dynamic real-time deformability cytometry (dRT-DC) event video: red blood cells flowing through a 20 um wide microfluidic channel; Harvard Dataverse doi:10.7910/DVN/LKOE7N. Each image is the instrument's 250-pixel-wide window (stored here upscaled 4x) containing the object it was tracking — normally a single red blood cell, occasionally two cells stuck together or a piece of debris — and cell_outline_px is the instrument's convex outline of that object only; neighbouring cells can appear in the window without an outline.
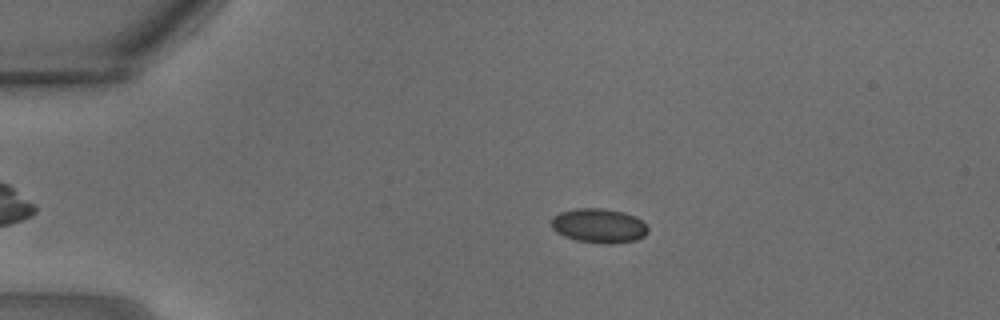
{"species": "common noctule bat (a hibernating species)", "species_latin": "Nyctalus noctula", "temperature_condition": "warm", "stored_images_in_passage": 27, "camera_frame_rate_fps": 3000, "um_per_image_px": 0.085, "animal": {"sex": "male", "body_mass_g": 18.8}, "frame": {"image": 1, "passage_image": 3, "time_ms": 0.667, "image_size_px": [1000, 320], "cell_outline_px": [[648, 232], [644, 236], [636, 240], [612, 244], [608, 244], [576, 240], [564, 236], [556, 232], [552, 228], [552, 216], [560, 212], [576, 208], [604, 208], [624, 212], [640, 220], [648, 228]], "centroid_in_image_um": [50.88, 19.18], "position_along_channel_um": 34.1, "area_um2": 19.31}}
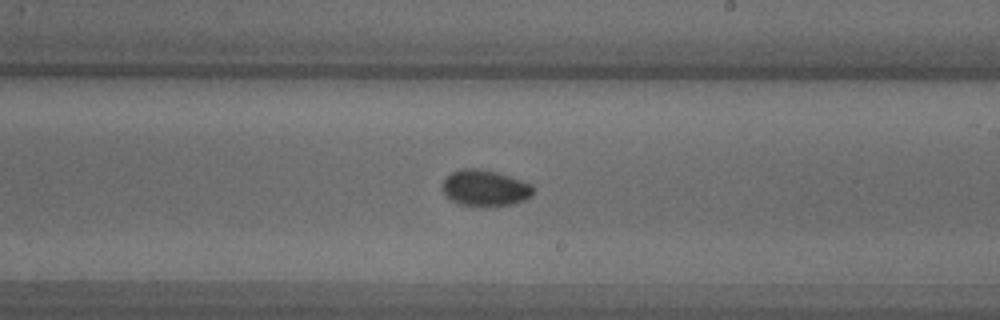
{"frame": {"image": 2, "passage_image": 15, "time_ms": 4.667, "image_size_px": [1000, 320], "cell_outline_px": [[532, 196], [524, 200], [512, 204], [492, 208], [480, 208], [460, 204], [452, 200], [440, 188], [444, 180], [452, 172], [464, 168], [476, 168], [496, 172], [532, 184]], "centroid_in_image_um": [41.22, 16.02], "position_along_channel_um": 247.8, "area_um2": 19.36}}
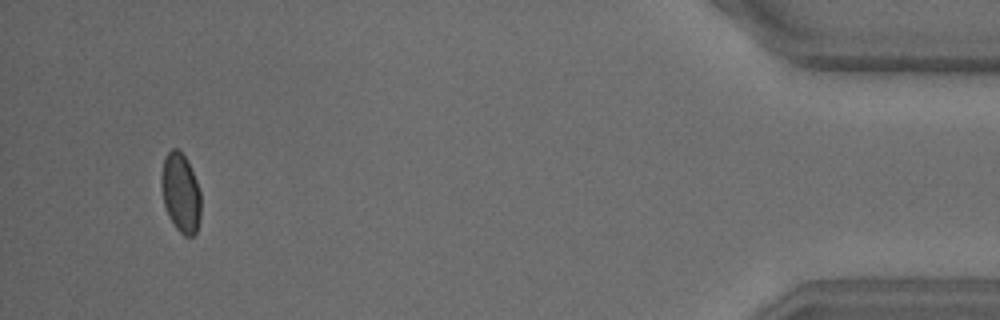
{"frame": {"image": 3, "passage_image": 26, "time_ms": 8.333, "image_size_px": [1000, 320], "cell_outline_px": [[200, 220], [196, 232], [192, 236], [184, 236], [176, 228], [168, 216], [164, 204], [160, 184], [160, 176], [164, 156], [172, 148], [176, 148], [184, 156], [196, 180], [200, 192]], "centroid_in_image_um": [15.33, 16.4], "position_along_channel_um": 419.9, "area_um2": 18.26}}